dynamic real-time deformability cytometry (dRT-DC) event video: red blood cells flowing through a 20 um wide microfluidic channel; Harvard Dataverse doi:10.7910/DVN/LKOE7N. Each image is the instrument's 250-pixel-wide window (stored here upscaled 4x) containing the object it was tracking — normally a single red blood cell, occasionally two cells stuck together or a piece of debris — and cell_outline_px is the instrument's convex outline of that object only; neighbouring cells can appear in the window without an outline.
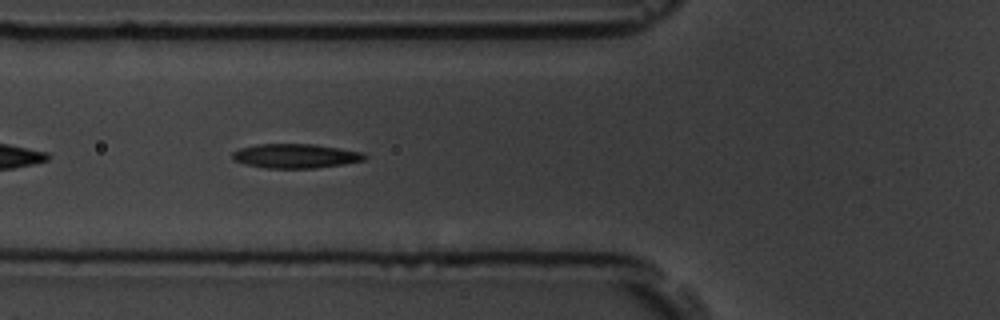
{"species": "common noctule bat (a hibernating species)", "species_latin": "Nyctalus noctula", "temperature_condition": "room temperature", "stored_images_in_passage": 43, "segment_of_instrument_passage": [1, 2], "camera_frame_rate_fps": 3000, "um_per_image_px": 0.085, "animal": {"sex": "male", "body_mass_g": 19.5, "forearm_length_mm": 54.6}, "frame": {"image": 1, "passage_image": 6, "time_ms": 1.667, "image_size_px": [1000, 320], "cell_outline_px": [[368, 156], [364, 160], [344, 164], [316, 168], [264, 168], [244, 164], [232, 160], [232, 152], [240, 148], [256, 144], [312, 144], [340, 148], [364, 152]], "centroid_in_image_um": [25.11, 13.26], "position_along_channel_um": 100.7, "area_um2": 18.9}}
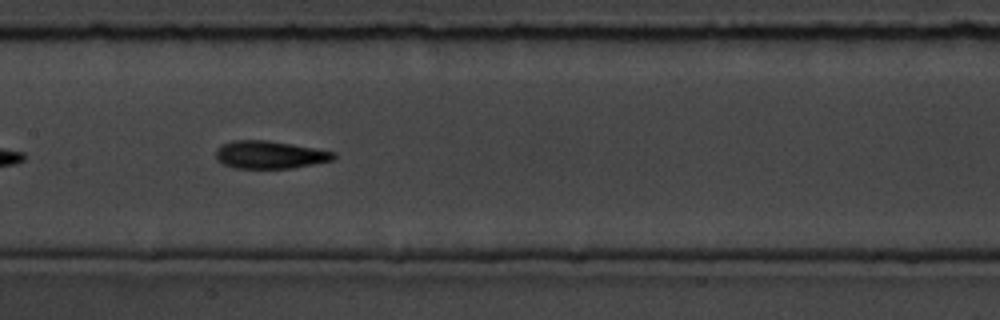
{"frame": {"image": 2, "passage_image": 13, "time_ms": 4.0, "image_size_px": [1000, 320], "cell_outline_px": [[336, 156], [332, 160], [292, 168], [236, 168], [224, 164], [216, 156], [216, 148], [232, 140], [268, 140], [336, 152]], "centroid_in_image_um": [22.93, 13.15], "position_along_channel_um": 184.5, "area_um2": 18.79}}
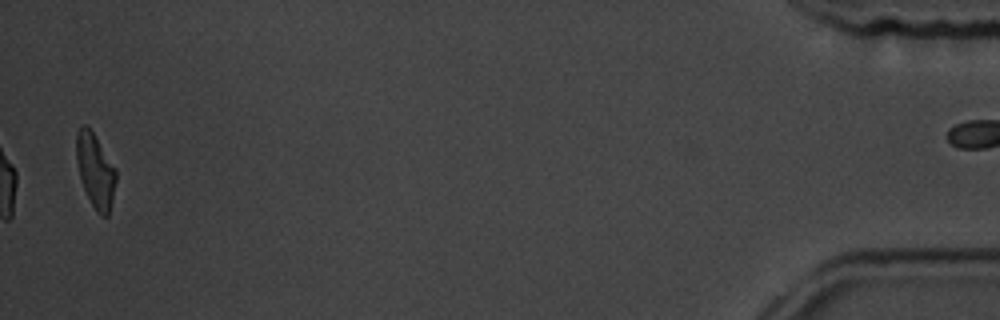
{"frame": {"image": 3, "passage_image": 41, "time_ms": 13.333, "image_size_px": [1000, 320], "cell_outline_px": [[116, 180], [112, 200], [108, 216], [100, 216], [92, 204], [84, 188], [80, 176], [76, 160], [76, 132], [80, 124], [84, 124], [92, 132], [116, 168]], "centroid_in_image_um": [8.1, 14.48], "position_along_channel_um": 427.1, "area_um2": 16.88}}